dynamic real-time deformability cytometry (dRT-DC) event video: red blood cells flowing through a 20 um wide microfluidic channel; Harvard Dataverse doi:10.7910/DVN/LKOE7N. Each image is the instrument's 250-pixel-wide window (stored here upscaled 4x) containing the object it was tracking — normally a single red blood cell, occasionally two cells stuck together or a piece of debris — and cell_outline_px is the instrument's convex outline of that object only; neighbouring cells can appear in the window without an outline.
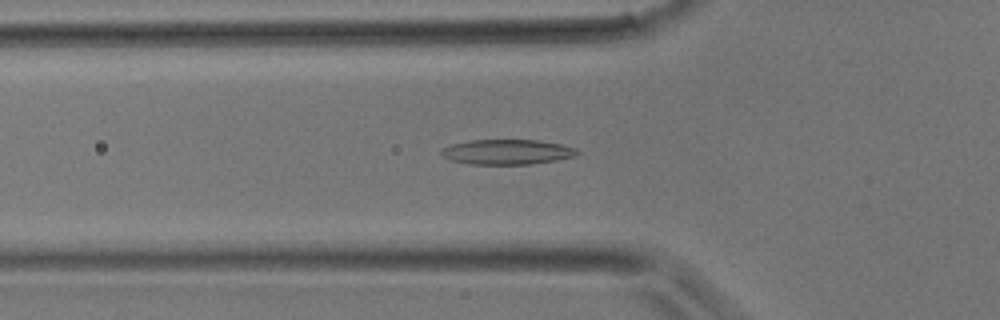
{"species": "common noctule bat (a hibernating species)", "species_latin": "Nyctalus noctula", "temperature_condition": "room temperature", "stored_images_in_passage": 39, "camera_frame_rate_fps": 3000, "um_per_image_px": 0.085, "animal": {"sex": "male", "body_mass_g": 17.9}, "frame": {"image": 1, "passage_image": 11, "time_ms": 3.333, "image_size_px": [1000, 320], "cell_outline_px": [[580, 152], [576, 156], [556, 160], [528, 164], [472, 164], [452, 160], [444, 156], [440, 152], [440, 148], [452, 144], [468, 140], [540, 140], [564, 144], [576, 148]], "centroid_in_image_um": [43.14, 12.9], "position_along_channel_um": 82.7, "area_um2": 19.88}}
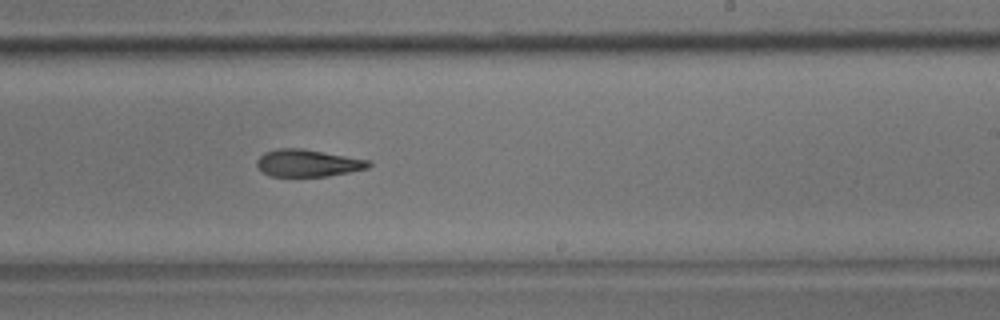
{"frame": {"image": 2, "passage_image": 22, "time_ms": 7.0, "image_size_px": [1000, 320], "cell_outline_px": [[372, 164], [368, 168], [328, 176], [268, 176], [260, 172], [256, 164], [256, 160], [264, 152], [276, 148], [300, 148], [368, 160]], "centroid_in_image_um": [26.08, 13.86], "position_along_channel_um": 262.9, "area_um2": 17.69}}
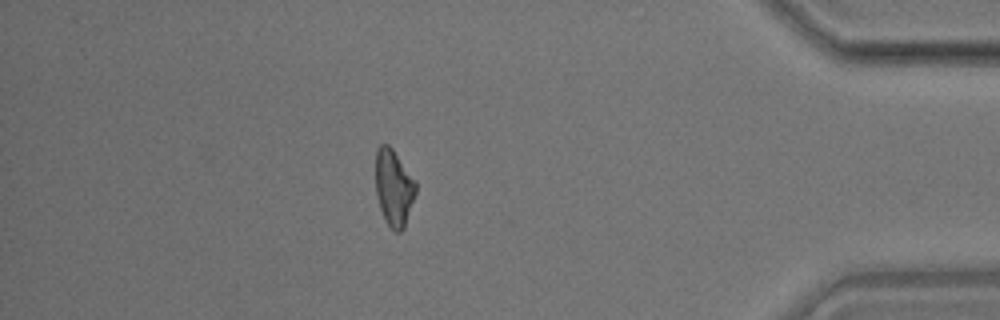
{"frame": {"image": 3, "passage_image": 33, "time_ms": 10.667, "image_size_px": [1000, 320], "cell_outline_px": [[416, 192], [404, 228], [400, 232], [396, 232], [388, 224], [380, 208], [376, 192], [376, 148], [380, 144], [388, 144], [392, 148], [416, 180]], "centroid_in_image_um": [33.48, 15.92], "position_along_channel_um": 401.7, "area_um2": 17.8}}